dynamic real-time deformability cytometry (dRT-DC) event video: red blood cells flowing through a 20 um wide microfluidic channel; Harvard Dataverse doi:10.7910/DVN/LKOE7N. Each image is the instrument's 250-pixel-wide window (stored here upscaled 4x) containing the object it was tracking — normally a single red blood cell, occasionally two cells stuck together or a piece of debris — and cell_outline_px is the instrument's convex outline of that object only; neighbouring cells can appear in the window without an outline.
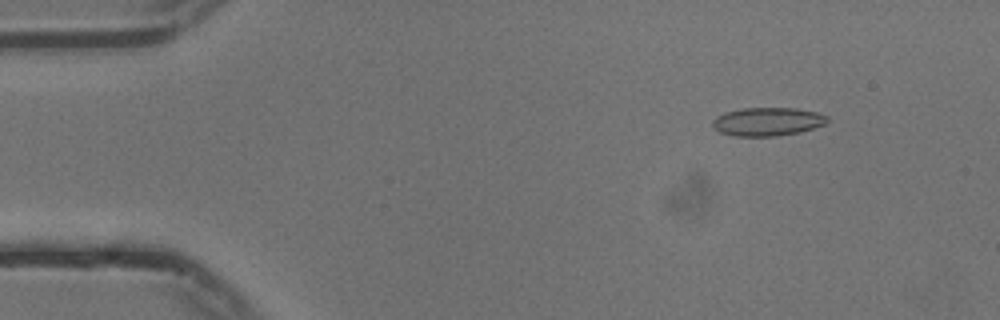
{"species": "common noctule bat (a hibernating species)", "species_latin": "Nyctalus noctula", "temperature_condition": "cold", "stored_images_in_passage": 21, "camera_frame_rate_fps": 3000, "um_per_image_px": 0.085, "animal": {"sex": "male", "body_mass_g": 13.3}, "frame": {"image": 1, "passage_image": 7, "time_ms": 2.0, "image_size_px": [1000, 320], "cell_outline_px": [[828, 120], [824, 124], [800, 132], [776, 136], [732, 136], [720, 132], [712, 124], [712, 120], [716, 116], [724, 112], [744, 108], [796, 108], [816, 112], [828, 116]], "centroid_in_image_um": [65.22, 10.33], "position_along_channel_um": 19.8, "area_um2": 18.96}}
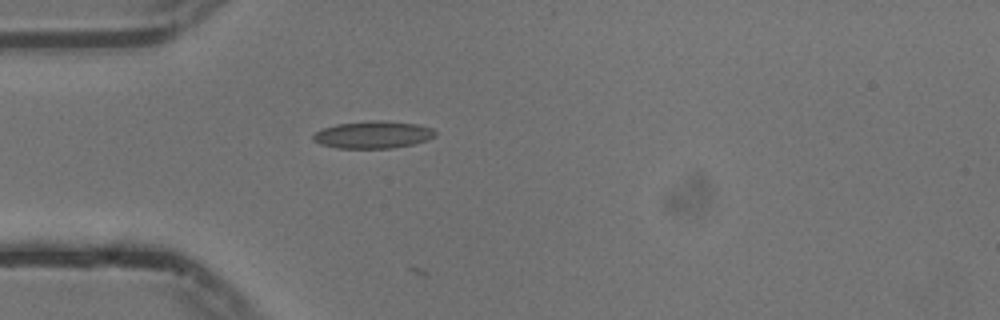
{"frame": {"image": 2, "passage_image": 16, "time_ms": 5.0, "image_size_px": [1000, 320], "cell_outline_px": [[436, 136], [428, 140], [412, 144], [392, 148], [336, 148], [320, 144], [312, 140], [312, 136], [320, 128], [336, 124], [372, 120], [380, 120], [416, 124], [432, 128], [436, 132]], "centroid_in_image_um": [31.68, 11.45], "position_along_channel_um": 53.3, "area_um2": 19.54}}